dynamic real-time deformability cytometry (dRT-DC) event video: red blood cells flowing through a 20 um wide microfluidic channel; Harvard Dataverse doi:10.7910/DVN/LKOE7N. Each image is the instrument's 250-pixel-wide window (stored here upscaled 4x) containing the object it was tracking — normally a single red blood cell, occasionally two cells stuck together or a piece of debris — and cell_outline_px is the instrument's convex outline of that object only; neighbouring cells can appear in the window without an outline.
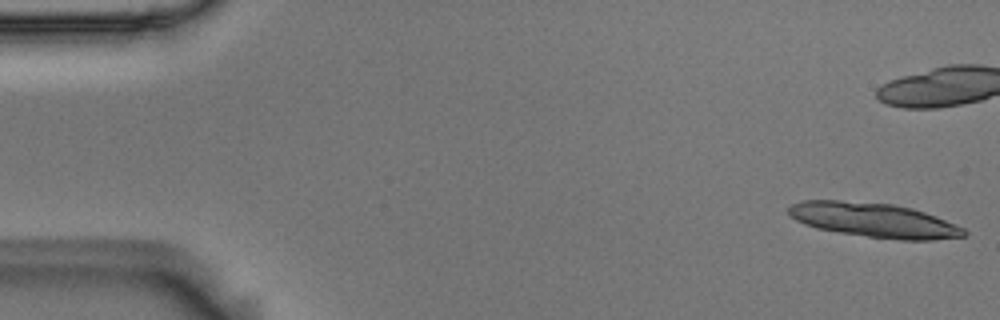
{"species": "Egyptian fruit bat (a non-hibernating species)", "species_latin": "Rousettus aegyptiacus", "temperature_condition": "room temperature", "stored_images_in_passage": 26, "camera_frame_rate_fps": 3000, "um_per_image_px": 0.085, "animal": {"sex": "male"}, "frame": {"image": 1, "passage_image": 1, "time_ms": 0.0, "image_size_px": [1000, 320], "cell_outline_px": [[968, 232], [964, 236], [932, 240], [900, 240], [868, 236], [840, 232], [816, 228], [804, 224], [788, 216], [788, 208], [792, 204], [804, 200], [836, 200], [892, 204], [912, 208], [936, 216], [964, 228]], "centroid_in_image_um": [74.27, 18.71], "position_along_channel_um": 10.7, "area_um2": 35.03}}